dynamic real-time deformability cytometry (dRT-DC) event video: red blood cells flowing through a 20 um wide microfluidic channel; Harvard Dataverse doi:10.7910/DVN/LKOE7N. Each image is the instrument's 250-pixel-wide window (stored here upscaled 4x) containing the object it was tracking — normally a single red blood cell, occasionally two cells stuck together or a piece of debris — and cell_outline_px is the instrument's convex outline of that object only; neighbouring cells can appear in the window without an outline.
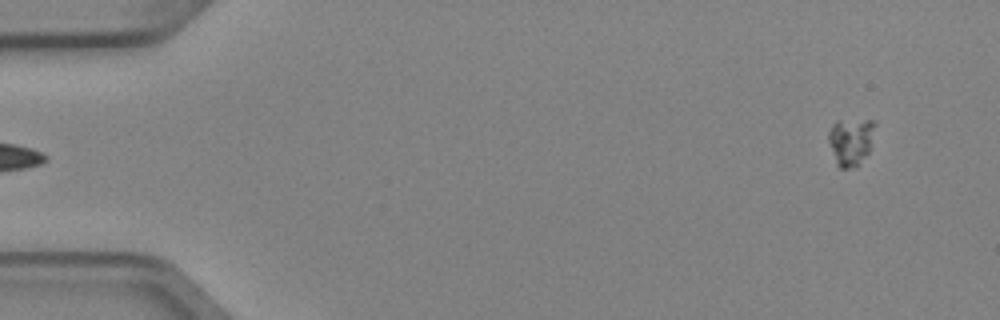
{"species": "Egyptian fruit bat (a non-hibernating species)", "species_latin": "Rousettus aegyptiacus", "temperature_condition": "cold", "stored_images_in_passage": 2, "camera_frame_rate_fps": 3000, "um_per_image_px": 0.085, "animal": {"sex": "female"}, "frame": {"image": 1, "passage_image": 2, "time_ms": 0.333, "image_size_px": [1000, 320], "cell_outline_px": [[876, 124], [868, 152], [856, 168], [840, 168], [836, 164], [828, 140], [828, 132], [832, 124], [836, 120], [872, 120]], "centroid_in_image_um": [72.3, 12.01], "position_along_channel_um": 12.7, "area_um2": 12.89}}